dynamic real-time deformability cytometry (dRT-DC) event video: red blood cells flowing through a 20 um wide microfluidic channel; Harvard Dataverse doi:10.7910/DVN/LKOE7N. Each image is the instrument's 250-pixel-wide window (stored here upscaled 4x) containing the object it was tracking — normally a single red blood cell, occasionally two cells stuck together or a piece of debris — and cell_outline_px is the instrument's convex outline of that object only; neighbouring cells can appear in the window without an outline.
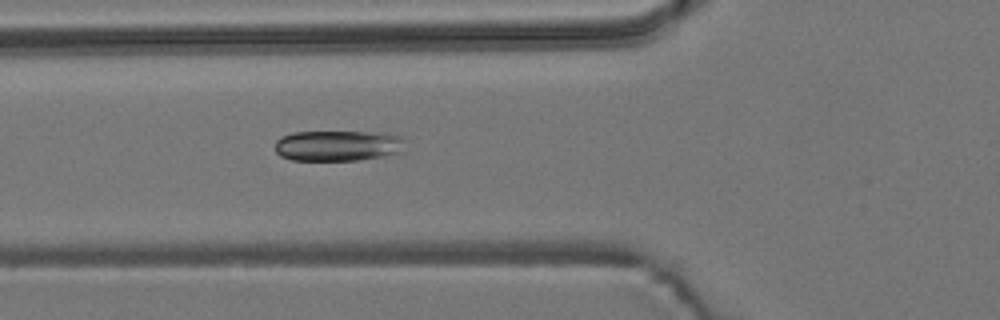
{"species": "common noctule bat (a hibernating species)", "species_latin": "Nyctalus noctula", "temperature_condition": "room temperature", "stored_images_in_passage": 7, "camera_frame_rate_fps": 3000, "um_per_image_px": 0.085, "animal": {"sex": "male", "body_mass_g": 19.2, "forearm_length_mm": 51.8}, "frame": {"image": 1, "passage_image": 6, "time_ms": 1.667, "image_size_px": [1000, 320], "cell_outline_px": [[408, 140], [400, 152], [380, 156], [356, 160], [292, 160], [280, 156], [276, 152], [276, 140], [280, 136], [292, 132], [388, 132], [400, 136]], "centroid_in_image_um": [28.74, 12.36], "position_along_channel_um": 97.1, "area_um2": 23.47}}